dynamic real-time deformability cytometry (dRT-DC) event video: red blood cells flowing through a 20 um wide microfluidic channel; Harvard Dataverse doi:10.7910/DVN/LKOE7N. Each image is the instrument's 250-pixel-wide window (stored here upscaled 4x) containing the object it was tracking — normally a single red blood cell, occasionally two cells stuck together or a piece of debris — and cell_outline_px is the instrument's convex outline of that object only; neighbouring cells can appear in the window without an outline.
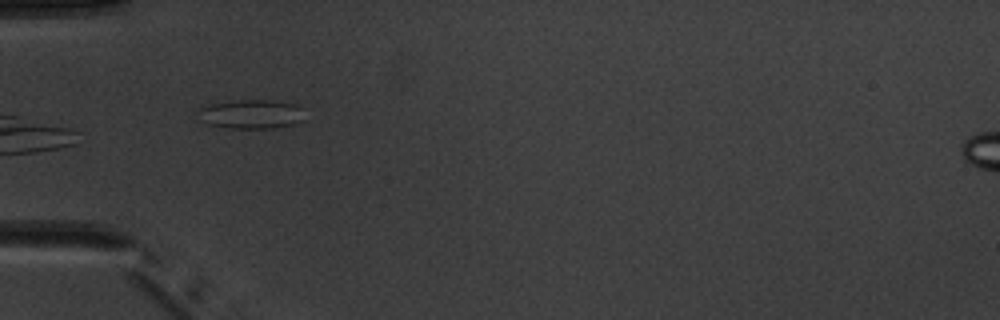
{"species": "common noctule bat (a hibernating species)", "species_latin": "Nyctalus noctula", "temperature_condition": "warm", "stored_images_in_passage": 8, "camera_frame_rate_fps": 3000, "um_per_image_px": 0.085, "animal": {"sex": "male", "body_mass_g": 20.1, "forearm_length_mm": 53.5}, "frame": {"image": 1, "passage_image": 5, "time_ms": 5.0, "image_size_px": [1000, 320], "cell_outline_px": [[304, 120], [292, 124], [272, 128], [228, 128], [204, 124], [196, 112], [200, 108], [212, 104], [240, 100], [272, 100], [296, 104], [300, 108]], "centroid_in_image_um": [21.32, 9.71], "position_along_channel_um": 63.7, "area_um2": 17.98}}
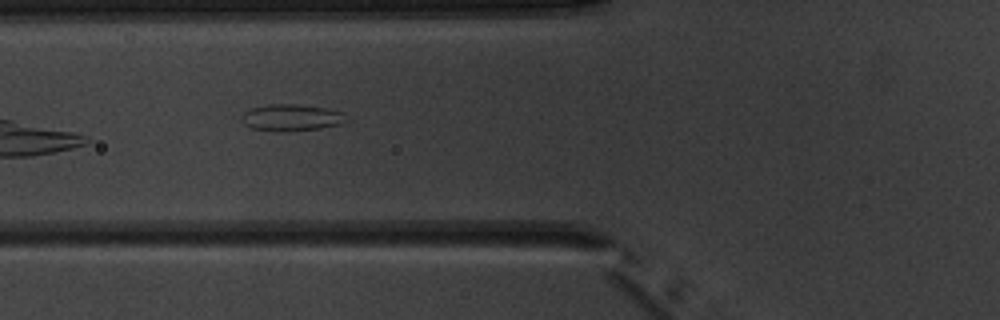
{"frame": {"image": 2, "passage_image": 6, "time_ms": 6.0, "image_size_px": [1000, 320], "cell_outline_px": [[348, 120], [340, 124], [320, 128], [284, 132], [276, 132], [252, 128], [244, 124], [240, 120], [240, 116], [244, 112], [252, 108], [268, 104], [300, 104], [328, 108], [340, 112]], "centroid_in_image_um": [24.72, 10.0], "position_along_channel_um": 101.1, "area_um2": 16.42}}
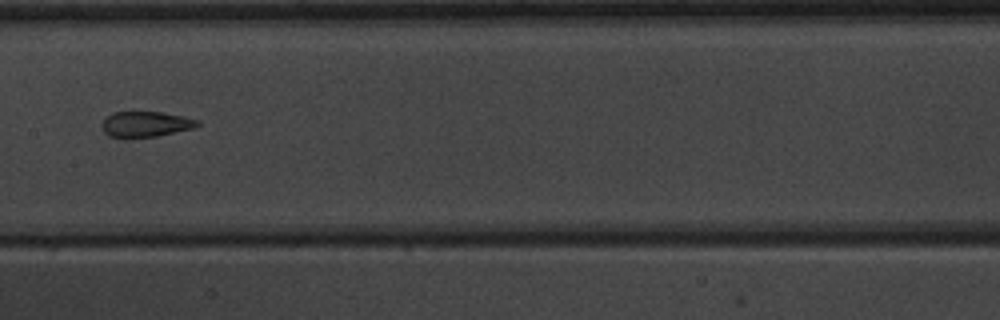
{"frame": {"image": 3, "passage_image": 8, "time_ms": 8.333, "image_size_px": [1000, 320], "cell_outline_px": [[200, 124], [196, 128], [156, 136], [108, 136], [104, 132], [100, 124], [112, 112], [132, 108], [164, 112], [184, 116], [200, 120]], "centroid_in_image_um": [12.39, 10.47], "position_along_channel_um": 195.0, "area_um2": 14.85}}